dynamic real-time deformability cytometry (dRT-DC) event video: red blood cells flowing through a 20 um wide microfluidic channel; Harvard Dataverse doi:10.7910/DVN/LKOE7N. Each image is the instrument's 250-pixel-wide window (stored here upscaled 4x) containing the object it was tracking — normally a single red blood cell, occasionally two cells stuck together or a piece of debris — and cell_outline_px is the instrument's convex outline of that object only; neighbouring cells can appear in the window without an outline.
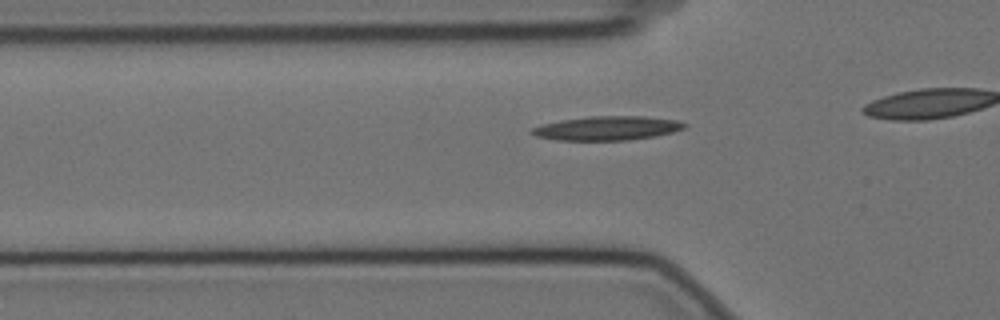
{"species": "Egyptian fruit bat (a non-hibernating species)", "species_latin": "Rousettus aegyptiacus", "temperature_condition": "cold", "stored_images_in_passage": 40, "camera_frame_rate_fps": 3000, "um_per_image_px": 0.085, "animal": {"sex": "female"}, "frame": {"image": 1, "passage_image": 14, "time_ms": 4.333, "image_size_px": [1000, 320], "cell_outline_px": [[688, 124], [684, 128], [672, 132], [656, 136], [628, 140], [556, 140], [536, 136], [528, 132], [532, 128], [540, 124], [560, 120], [592, 116], [644, 116], [676, 120]], "centroid_in_image_um": [51.58, 10.89], "position_along_channel_um": 74.2, "area_um2": 21.44}}
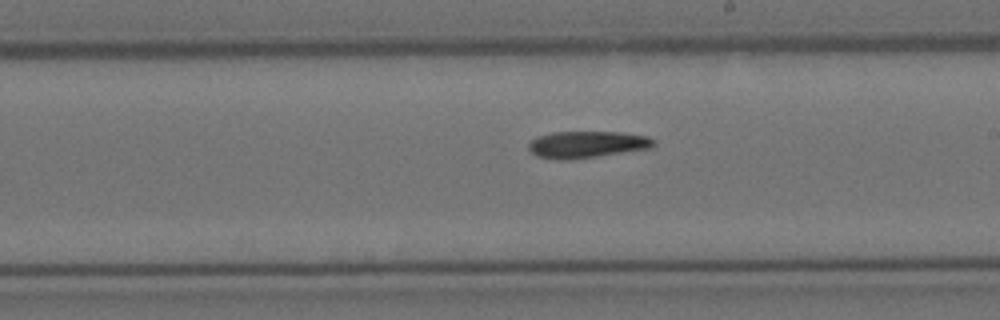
{"frame": {"image": 2, "passage_image": 28, "time_ms": 9.0, "image_size_px": [1000, 320], "cell_outline_px": [[656, 144], [648, 148], [596, 156], [568, 160], [556, 160], [536, 156], [528, 148], [528, 144], [536, 136], [552, 132], [620, 132], [648, 136], [656, 140]], "centroid_in_image_um": [49.85, 12.27], "position_along_channel_um": 239.1, "area_um2": 19.48}}
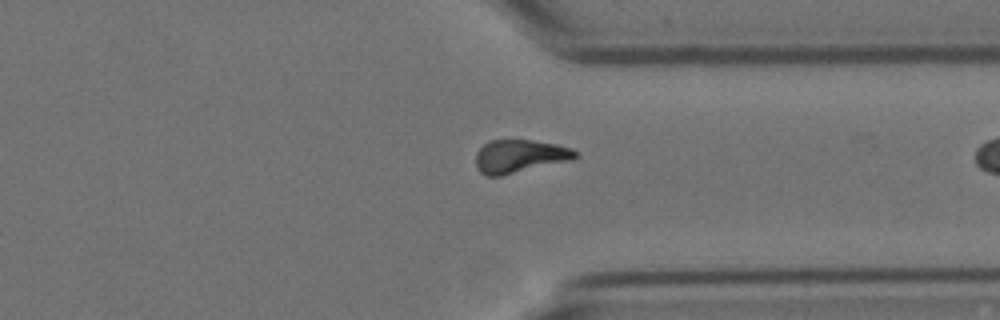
{"frame": {"image": 3, "passage_image": 39, "time_ms": 12.667, "image_size_px": [1000, 320], "cell_outline_px": [[580, 156], [572, 160], [500, 176], [488, 176], [480, 172], [476, 168], [476, 152], [488, 140], [532, 140], [556, 144], [572, 148]], "centroid_in_image_um": [44.17, 13.28], "position_along_channel_um": 367.2, "area_um2": 19.31}}